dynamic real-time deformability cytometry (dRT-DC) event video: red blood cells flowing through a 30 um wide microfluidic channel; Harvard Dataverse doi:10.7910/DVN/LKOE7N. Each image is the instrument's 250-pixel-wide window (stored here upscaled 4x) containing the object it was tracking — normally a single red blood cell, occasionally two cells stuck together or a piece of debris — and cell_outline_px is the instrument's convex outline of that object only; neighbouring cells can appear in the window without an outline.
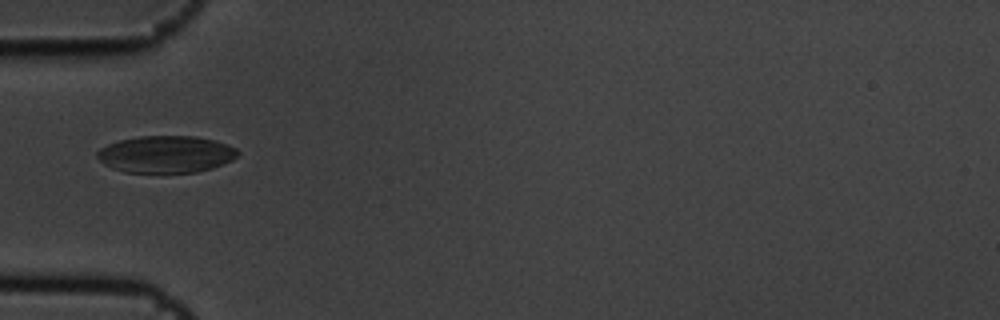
{"species": "common noctule bat (a hibernating species)", "species_latin": "Nyctalus noctula", "temperature_condition": "cold", "stored_images_in_passage": 10, "camera_frame_rate_fps": 3000, "um_per_image_px": 0.085, "animal": {"sex": "male", "body_mass_g": 19.5, "forearm_length_mm": 54.6}, "frame": {"image": 1, "passage_image": 5, "time_ms": 1.333, "image_size_px": [1000, 320], "cell_outline_px": [[240, 152], [232, 160], [212, 168], [196, 172], [124, 172], [112, 168], [104, 164], [96, 156], [96, 152], [100, 148], [108, 144], [120, 140], [140, 136], [196, 136], [216, 140], [236, 148]], "centroid_in_image_um": [14.1, 13.1], "position_along_channel_um": 70.9, "area_um2": 30.29}}
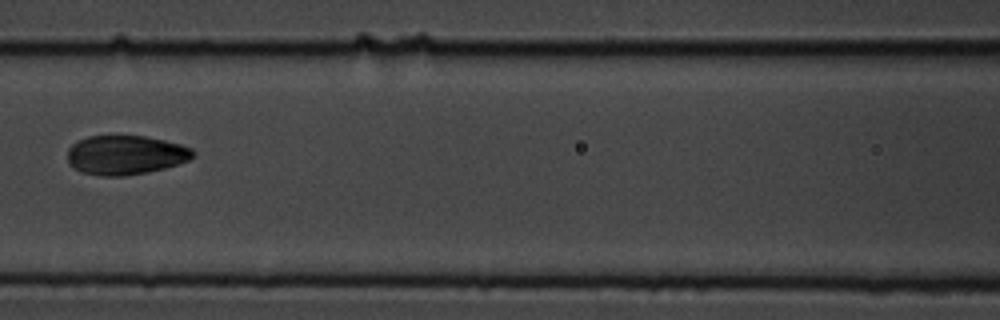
{"frame": {"image": 2, "passage_image": 7, "time_ms": 2.0, "image_size_px": [1000, 320], "cell_outline_px": [[196, 156], [188, 160], [164, 168], [148, 172], [124, 176], [104, 176], [84, 172], [68, 164], [68, 148], [76, 140], [88, 136], [144, 136], [164, 140], [180, 144], [192, 148], [196, 152]], "centroid_in_image_um": [10.68, 13.16], "position_along_channel_um": 155.9, "area_um2": 28.73}}
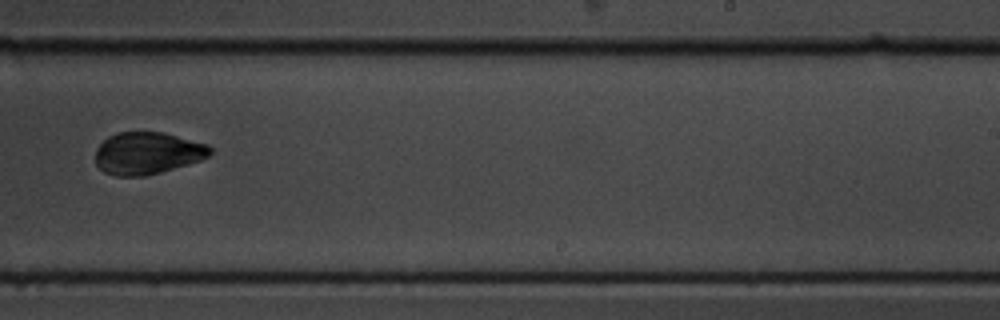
{"frame": {"image": 3, "passage_image": 10, "time_ms": 3.0, "image_size_px": [1000, 320], "cell_outline_px": [[212, 152], [208, 156], [200, 160], [188, 164], [160, 172], [144, 176], [116, 176], [104, 172], [96, 164], [96, 148], [108, 136], [116, 132], [164, 132], [208, 144], [212, 148]], "centroid_in_image_um": [12.53, 13.01], "position_along_channel_um": 276.5, "area_um2": 28.21}}